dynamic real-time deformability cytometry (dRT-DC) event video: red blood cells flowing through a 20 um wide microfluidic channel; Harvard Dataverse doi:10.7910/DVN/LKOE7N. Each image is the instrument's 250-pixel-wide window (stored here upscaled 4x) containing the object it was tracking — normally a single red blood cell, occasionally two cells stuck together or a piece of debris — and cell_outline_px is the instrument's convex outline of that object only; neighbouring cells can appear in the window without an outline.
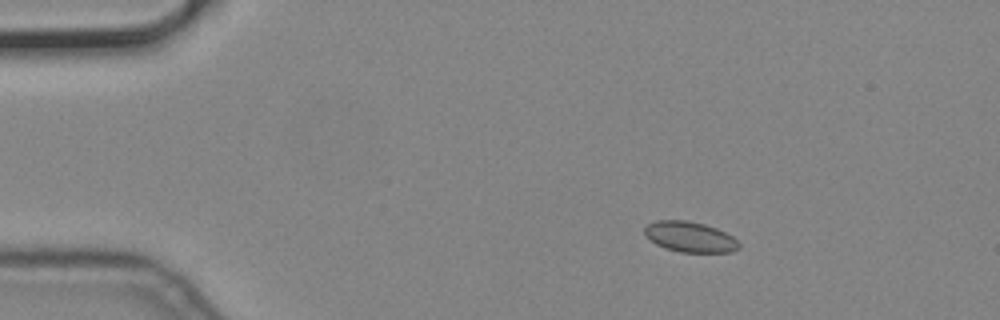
{"species": "common noctule bat (a hibernating species)", "species_latin": "Nyctalus noctula", "temperature_condition": "cold", "stored_images_in_passage": 11, "camera_frame_rate_fps": 3000, "um_per_image_px": 0.085, "animal": {"sex": "male", "body_mass_g": 19.2, "forearm_length_mm": 51.8}, "frame": {"image": 1, "passage_image": 3, "time_ms": 0.667, "image_size_px": [1000, 320], "cell_outline_px": [[740, 248], [732, 252], [680, 252], [664, 248], [656, 244], [644, 232], [644, 228], [648, 224], [656, 220], [688, 220], [704, 224], [716, 228], [732, 236], [740, 244]], "centroid_in_image_um": [58.66, 20.13], "position_along_channel_um": 26.3, "area_um2": 16.7}}
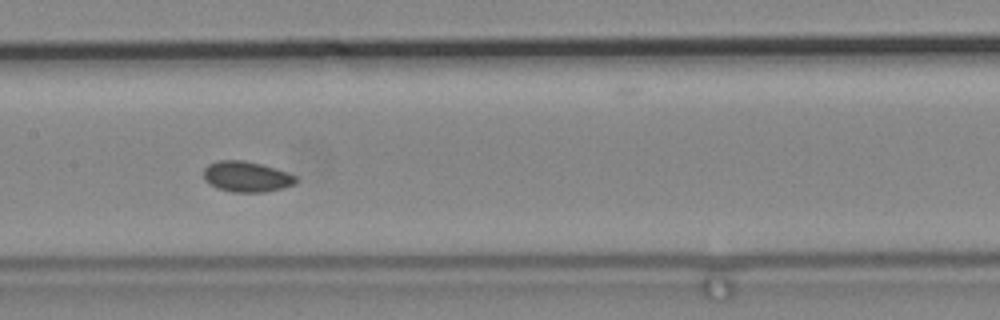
{"frame": {"image": 2, "passage_image": 8, "time_ms": 2.333, "image_size_px": [1000, 320], "cell_outline_px": [[296, 184], [284, 188], [264, 192], [232, 192], [216, 188], [204, 180], [204, 168], [208, 164], [220, 160], [244, 160], [260, 164], [288, 172], [296, 176]], "centroid_in_image_um": [20.95, 15.02], "position_along_channel_um": 186.4, "area_um2": 16.53}}
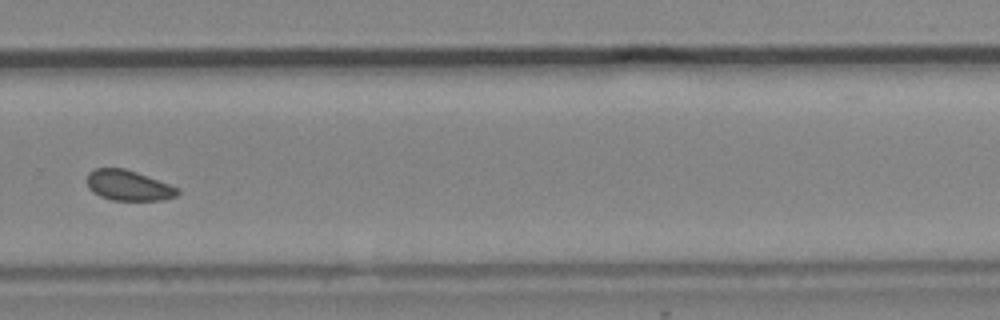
{"frame": {"image": 3, "passage_image": 11, "time_ms": 3.333, "image_size_px": [1000, 320], "cell_outline_px": [[180, 192], [176, 196], [164, 200], [112, 200], [100, 196], [92, 192], [88, 188], [88, 172], [96, 168], [124, 168], [136, 172], [180, 188]], "centroid_in_image_um": [10.92, 15.77], "position_along_channel_um": 318.9, "area_um2": 16.01}}